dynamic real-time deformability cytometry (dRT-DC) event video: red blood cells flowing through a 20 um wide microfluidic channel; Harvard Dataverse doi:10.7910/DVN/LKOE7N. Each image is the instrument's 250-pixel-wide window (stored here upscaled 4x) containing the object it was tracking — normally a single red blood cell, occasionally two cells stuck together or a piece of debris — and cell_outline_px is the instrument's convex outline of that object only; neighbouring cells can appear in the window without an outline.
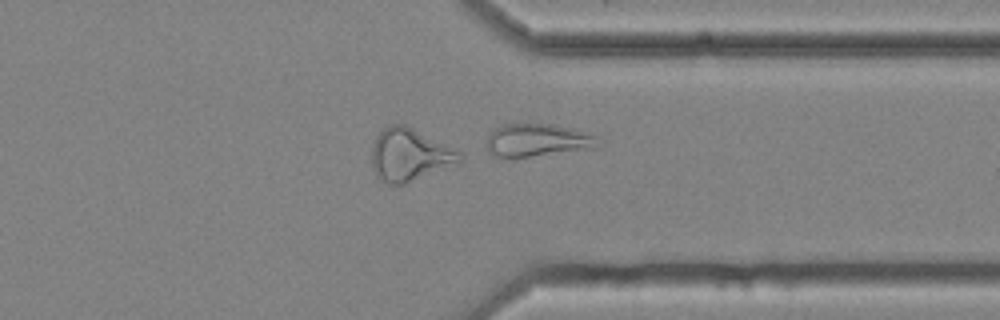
{"species": "common noctule bat (a hibernating species)", "species_latin": "Nyctalus noctula", "temperature_condition": "cold", "stored_images_in_passage": 31, "camera_frame_rate_fps": 3000, "um_per_image_px": 0.085, "animal": {"sex": "female", "body_mass_g": 25.1}, "frame": {"image": 1, "passage_image": 31, "time_ms": 10.0, "image_size_px": [1000, 320], "cell_outline_px": [[604, 140], [600, 148], [528, 156], [496, 156], [488, 152], [484, 148], [488, 136], [496, 128], [504, 124], [552, 124], [576, 128], [592, 132], [600, 136]], "centroid_in_image_um": [45.85, 11.9], "position_along_channel_um": 365.6, "area_um2": 21.91}}